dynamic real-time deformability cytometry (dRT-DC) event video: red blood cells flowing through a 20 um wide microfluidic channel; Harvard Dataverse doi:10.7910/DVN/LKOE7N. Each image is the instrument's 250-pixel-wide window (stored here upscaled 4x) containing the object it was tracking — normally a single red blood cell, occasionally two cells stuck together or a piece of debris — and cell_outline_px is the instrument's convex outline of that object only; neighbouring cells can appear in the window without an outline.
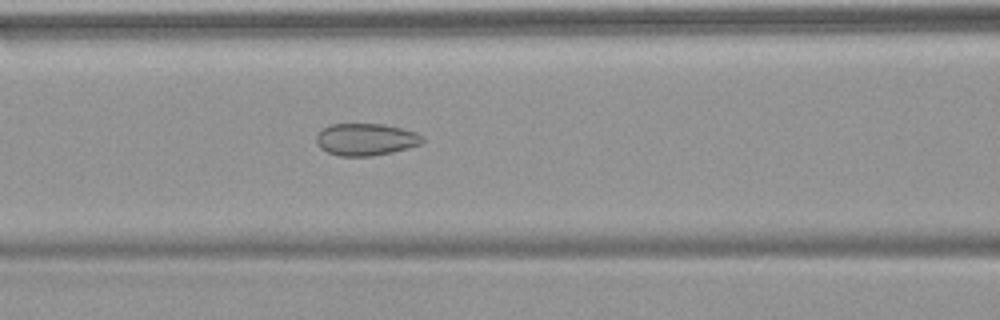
{"species": "common noctule bat (a hibernating species)", "species_latin": "Nyctalus noctula", "temperature_condition": "warm", "stored_images_in_passage": 51, "camera_frame_rate_fps": 3000, "um_per_image_px": 0.085, "animal": {"sex": "female", "body_mass_g": 18.4}, "frame": {"image": 1, "passage_image": 23, "time_ms": 7.333, "image_size_px": [1000, 320], "cell_outline_px": [[424, 140], [420, 144], [408, 148], [392, 152], [372, 156], [340, 156], [328, 152], [320, 148], [316, 144], [316, 136], [324, 128], [332, 124], [380, 124], [400, 128], [416, 132], [424, 136]], "centroid_in_image_um": [31.1, 11.86], "position_along_channel_um": 135.5, "area_um2": 19.77}}
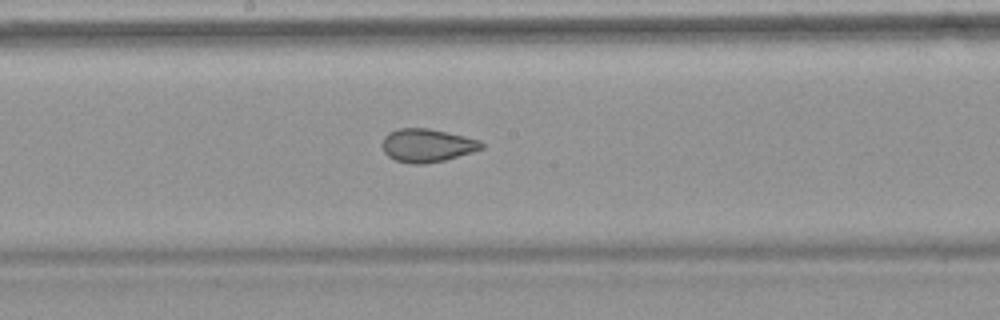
{"frame": {"image": 2, "passage_image": 29, "time_ms": 9.333, "image_size_px": [1000, 320], "cell_outline_px": [[484, 148], [472, 152], [444, 160], [424, 164], [412, 164], [396, 160], [388, 156], [384, 152], [380, 144], [384, 136], [388, 132], [400, 128], [428, 128], [464, 136], [480, 140], [484, 144]], "centroid_in_image_um": [36.27, 12.35], "position_along_channel_um": 211.9, "area_um2": 19.31}}
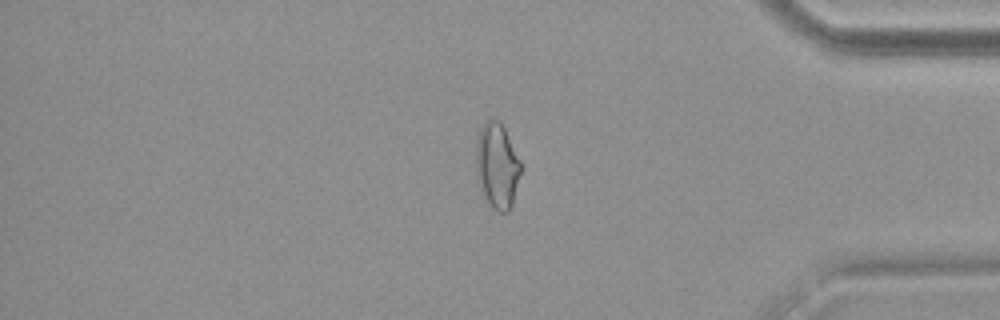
{"frame": {"image": 3, "passage_image": 45, "time_ms": 14.667, "image_size_px": [1000, 320], "cell_outline_px": [[520, 172], [512, 204], [508, 212], [496, 212], [492, 208], [484, 196], [476, 176], [476, 136], [480, 128], [488, 120], [500, 120], [520, 160]], "centroid_in_image_um": [42.23, 14.09], "position_along_channel_um": 393.0, "area_um2": 22.14}}